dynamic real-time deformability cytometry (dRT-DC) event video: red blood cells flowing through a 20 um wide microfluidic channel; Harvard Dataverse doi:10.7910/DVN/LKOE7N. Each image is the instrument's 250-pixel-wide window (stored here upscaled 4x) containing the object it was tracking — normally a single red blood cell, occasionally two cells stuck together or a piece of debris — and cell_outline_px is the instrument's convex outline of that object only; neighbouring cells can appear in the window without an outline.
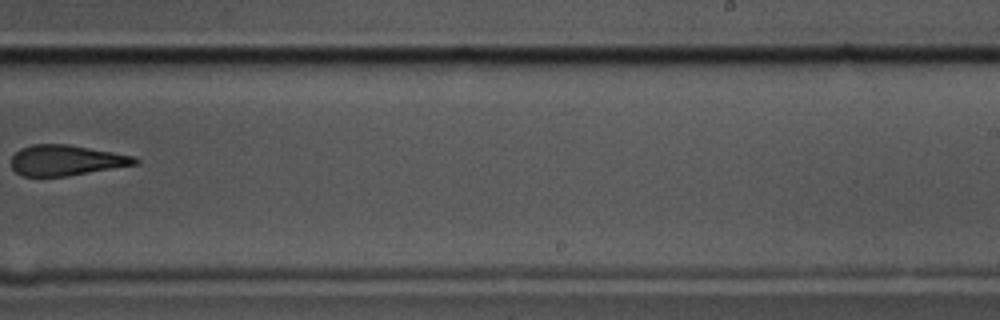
{"species": "common noctule bat (a hibernating species)", "species_latin": "Nyctalus noctula", "temperature_condition": "cold", "stored_images_in_passage": 11, "camera_frame_rate_fps": 3000, "um_per_image_px": 0.085, "animal": {"sex": "male", "body_mass_g": 17.5, "forearm_length_mm": 52.3}, "frame": {"image": 1, "passage_image": 10, "time_ms": 3.0, "image_size_px": [1000, 320], "cell_outline_px": [[140, 164], [64, 176], [24, 176], [16, 172], [12, 168], [12, 156], [20, 148], [32, 144], [68, 144], [136, 156], [140, 160]], "centroid_in_image_um": [5.66, 13.61], "position_along_channel_um": 283.3, "area_um2": 22.02}}
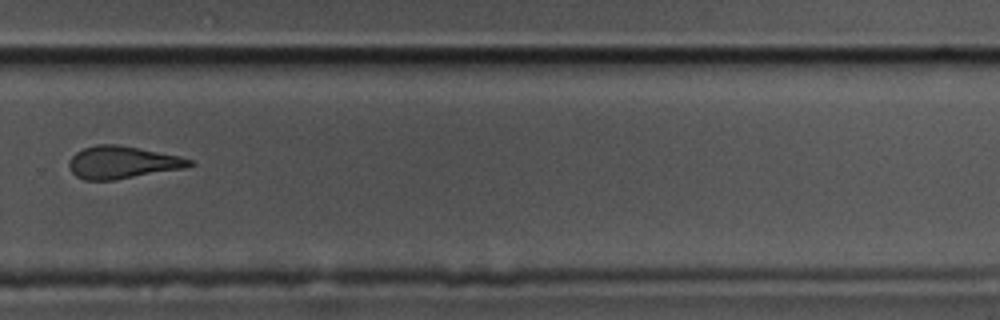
{"frame": {"image": 2, "passage_image": 11, "time_ms": 3.333, "image_size_px": [1000, 320], "cell_outline_px": [[196, 164], [184, 168], [116, 180], [84, 180], [76, 176], [68, 168], [68, 160], [76, 152], [84, 148], [96, 144], [116, 144], [180, 156], [192, 160]], "centroid_in_image_um": [10.37, 13.81], "position_along_channel_um": 319.4, "area_um2": 22.83}}